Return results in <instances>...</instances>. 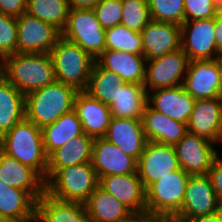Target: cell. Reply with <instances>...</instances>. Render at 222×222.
<instances>
[{
  "label": "cell",
  "mask_w": 222,
  "mask_h": 222,
  "mask_svg": "<svg viewBox=\"0 0 222 222\" xmlns=\"http://www.w3.org/2000/svg\"><path fill=\"white\" fill-rule=\"evenodd\" d=\"M3 77L24 95L56 81L49 53H14L4 57Z\"/></svg>",
  "instance_id": "obj_1"
},
{
  "label": "cell",
  "mask_w": 222,
  "mask_h": 222,
  "mask_svg": "<svg viewBox=\"0 0 222 222\" xmlns=\"http://www.w3.org/2000/svg\"><path fill=\"white\" fill-rule=\"evenodd\" d=\"M0 150L35 169L47 182L48 156L41 128L24 118L0 137Z\"/></svg>",
  "instance_id": "obj_2"
},
{
  "label": "cell",
  "mask_w": 222,
  "mask_h": 222,
  "mask_svg": "<svg viewBox=\"0 0 222 222\" xmlns=\"http://www.w3.org/2000/svg\"><path fill=\"white\" fill-rule=\"evenodd\" d=\"M77 93L74 87L58 81L32 91L25 95V118L42 129L74 109Z\"/></svg>",
  "instance_id": "obj_3"
},
{
  "label": "cell",
  "mask_w": 222,
  "mask_h": 222,
  "mask_svg": "<svg viewBox=\"0 0 222 222\" xmlns=\"http://www.w3.org/2000/svg\"><path fill=\"white\" fill-rule=\"evenodd\" d=\"M49 54L56 81L74 87L78 92L85 91L95 59L78 44L62 36Z\"/></svg>",
  "instance_id": "obj_4"
},
{
  "label": "cell",
  "mask_w": 222,
  "mask_h": 222,
  "mask_svg": "<svg viewBox=\"0 0 222 222\" xmlns=\"http://www.w3.org/2000/svg\"><path fill=\"white\" fill-rule=\"evenodd\" d=\"M91 162L59 169L47 182L46 192L63 201L85 204L98 187Z\"/></svg>",
  "instance_id": "obj_5"
},
{
  "label": "cell",
  "mask_w": 222,
  "mask_h": 222,
  "mask_svg": "<svg viewBox=\"0 0 222 222\" xmlns=\"http://www.w3.org/2000/svg\"><path fill=\"white\" fill-rule=\"evenodd\" d=\"M61 36L78 44L95 60L105 51V29L93 9H71Z\"/></svg>",
  "instance_id": "obj_6"
},
{
  "label": "cell",
  "mask_w": 222,
  "mask_h": 222,
  "mask_svg": "<svg viewBox=\"0 0 222 222\" xmlns=\"http://www.w3.org/2000/svg\"><path fill=\"white\" fill-rule=\"evenodd\" d=\"M190 174L181 168L152 183L146 189V211L150 214H177L183 207Z\"/></svg>",
  "instance_id": "obj_7"
},
{
  "label": "cell",
  "mask_w": 222,
  "mask_h": 222,
  "mask_svg": "<svg viewBox=\"0 0 222 222\" xmlns=\"http://www.w3.org/2000/svg\"><path fill=\"white\" fill-rule=\"evenodd\" d=\"M146 63L144 87L148 93L160 88L183 85L189 60L180 48L164 56L146 60Z\"/></svg>",
  "instance_id": "obj_8"
},
{
  "label": "cell",
  "mask_w": 222,
  "mask_h": 222,
  "mask_svg": "<svg viewBox=\"0 0 222 222\" xmlns=\"http://www.w3.org/2000/svg\"><path fill=\"white\" fill-rule=\"evenodd\" d=\"M17 53H49L61 37V31L24 12L16 18Z\"/></svg>",
  "instance_id": "obj_9"
},
{
  "label": "cell",
  "mask_w": 222,
  "mask_h": 222,
  "mask_svg": "<svg viewBox=\"0 0 222 222\" xmlns=\"http://www.w3.org/2000/svg\"><path fill=\"white\" fill-rule=\"evenodd\" d=\"M183 87L195 100L222 97L219 58L189 61Z\"/></svg>",
  "instance_id": "obj_10"
},
{
  "label": "cell",
  "mask_w": 222,
  "mask_h": 222,
  "mask_svg": "<svg viewBox=\"0 0 222 222\" xmlns=\"http://www.w3.org/2000/svg\"><path fill=\"white\" fill-rule=\"evenodd\" d=\"M181 48L189 61L219 58L215 40V18L184 21Z\"/></svg>",
  "instance_id": "obj_11"
},
{
  "label": "cell",
  "mask_w": 222,
  "mask_h": 222,
  "mask_svg": "<svg viewBox=\"0 0 222 222\" xmlns=\"http://www.w3.org/2000/svg\"><path fill=\"white\" fill-rule=\"evenodd\" d=\"M180 169L173 145L147 141L137 160V174L145 190L154 182Z\"/></svg>",
  "instance_id": "obj_12"
},
{
  "label": "cell",
  "mask_w": 222,
  "mask_h": 222,
  "mask_svg": "<svg viewBox=\"0 0 222 222\" xmlns=\"http://www.w3.org/2000/svg\"><path fill=\"white\" fill-rule=\"evenodd\" d=\"M222 209V201L212 187L208 175H190L183 199V207L177 213L184 220L214 214Z\"/></svg>",
  "instance_id": "obj_13"
},
{
  "label": "cell",
  "mask_w": 222,
  "mask_h": 222,
  "mask_svg": "<svg viewBox=\"0 0 222 222\" xmlns=\"http://www.w3.org/2000/svg\"><path fill=\"white\" fill-rule=\"evenodd\" d=\"M214 144L188 132L174 145L180 168L190 175H207L218 154Z\"/></svg>",
  "instance_id": "obj_14"
},
{
  "label": "cell",
  "mask_w": 222,
  "mask_h": 222,
  "mask_svg": "<svg viewBox=\"0 0 222 222\" xmlns=\"http://www.w3.org/2000/svg\"><path fill=\"white\" fill-rule=\"evenodd\" d=\"M91 164L98 180L109 175L137 173V160L104 138L93 140Z\"/></svg>",
  "instance_id": "obj_15"
},
{
  "label": "cell",
  "mask_w": 222,
  "mask_h": 222,
  "mask_svg": "<svg viewBox=\"0 0 222 222\" xmlns=\"http://www.w3.org/2000/svg\"><path fill=\"white\" fill-rule=\"evenodd\" d=\"M187 129L193 135L222 144V97L196 100Z\"/></svg>",
  "instance_id": "obj_16"
},
{
  "label": "cell",
  "mask_w": 222,
  "mask_h": 222,
  "mask_svg": "<svg viewBox=\"0 0 222 222\" xmlns=\"http://www.w3.org/2000/svg\"><path fill=\"white\" fill-rule=\"evenodd\" d=\"M0 180L10 187L26 191L35 201H38L46 192V181L35 169L1 150Z\"/></svg>",
  "instance_id": "obj_17"
},
{
  "label": "cell",
  "mask_w": 222,
  "mask_h": 222,
  "mask_svg": "<svg viewBox=\"0 0 222 222\" xmlns=\"http://www.w3.org/2000/svg\"><path fill=\"white\" fill-rule=\"evenodd\" d=\"M140 33L146 60L181 48V27L178 24L151 20Z\"/></svg>",
  "instance_id": "obj_18"
},
{
  "label": "cell",
  "mask_w": 222,
  "mask_h": 222,
  "mask_svg": "<svg viewBox=\"0 0 222 222\" xmlns=\"http://www.w3.org/2000/svg\"><path fill=\"white\" fill-rule=\"evenodd\" d=\"M98 186L133 213L146 211V190L137 173L104 176L99 179Z\"/></svg>",
  "instance_id": "obj_19"
},
{
  "label": "cell",
  "mask_w": 222,
  "mask_h": 222,
  "mask_svg": "<svg viewBox=\"0 0 222 222\" xmlns=\"http://www.w3.org/2000/svg\"><path fill=\"white\" fill-rule=\"evenodd\" d=\"M195 99L185 91L183 85L160 88L147 93V104L167 117L187 124L193 111Z\"/></svg>",
  "instance_id": "obj_20"
},
{
  "label": "cell",
  "mask_w": 222,
  "mask_h": 222,
  "mask_svg": "<svg viewBox=\"0 0 222 222\" xmlns=\"http://www.w3.org/2000/svg\"><path fill=\"white\" fill-rule=\"evenodd\" d=\"M103 138L136 160L147 143L141 119L112 117Z\"/></svg>",
  "instance_id": "obj_21"
},
{
  "label": "cell",
  "mask_w": 222,
  "mask_h": 222,
  "mask_svg": "<svg viewBox=\"0 0 222 222\" xmlns=\"http://www.w3.org/2000/svg\"><path fill=\"white\" fill-rule=\"evenodd\" d=\"M74 110L82 124L83 132L95 138H103L112 118L109 105L93 99L86 92H78L74 100Z\"/></svg>",
  "instance_id": "obj_22"
},
{
  "label": "cell",
  "mask_w": 222,
  "mask_h": 222,
  "mask_svg": "<svg viewBox=\"0 0 222 222\" xmlns=\"http://www.w3.org/2000/svg\"><path fill=\"white\" fill-rule=\"evenodd\" d=\"M141 121L147 141L174 146L188 133L187 124L157 112L148 104L144 108Z\"/></svg>",
  "instance_id": "obj_23"
},
{
  "label": "cell",
  "mask_w": 222,
  "mask_h": 222,
  "mask_svg": "<svg viewBox=\"0 0 222 222\" xmlns=\"http://www.w3.org/2000/svg\"><path fill=\"white\" fill-rule=\"evenodd\" d=\"M95 62L120 76L125 83L144 84L146 59L143 55L118 50H105Z\"/></svg>",
  "instance_id": "obj_24"
},
{
  "label": "cell",
  "mask_w": 222,
  "mask_h": 222,
  "mask_svg": "<svg viewBox=\"0 0 222 222\" xmlns=\"http://www.w3.org/2000/svg\"><path fill=\"white\" fill-rule=\"evenodd\" d=\"M91 222L85 204L59 200L47 192L36 201L35 222Z\"/></svg>",
  "instance_id": "obj_25"
},
{
  "label": "cell",
  "mask_w": 222,
  "mask_h": 222,
  "mask_svg": "<svg viewBox=\"0 0 222 222\" xmlns=\"http://www.w3.org/2000/svg\"><path fill=\"white\" fill-rule=\"evenodd\" d=\"M93 140L83 133L53 151L48 156L47 181L61 168L91 162Z\"/></svg>",
  "instance_id": "obj_26"
},
{
  "label": "cell",
  "mask_w": 222,
  "mask_h": 222,
  "mask_svg": "<svg viewBox=\"0 0 222 222\" xmlns=\"http://www.w3.org/2000/svg\"><path fill=\"white\" fill-rule=\"evenodd\" d=\"M147 104L144 84L123 83L117 86L115 100L109 105L112 117L141 119Z\"/></svg>",
  "instance_id": "obj_27"
},
{
  "label": "cell",
  "mask_w": 222,
  "mask_h": 222,
  "mask_svg": "<svg viewBox=\"0 0 222 222\" xmlns=\"http://www.w3.org/2000/svg\"><path fill=\"white\" fill-rule=\"evenodd\" d=\"M36 201L24 190L0 180V217L18 222H35Z\"/></svg>",
  "instance_id": "obj_28"
},
{
  "label": "cell",
  "mask_w": 222,
  "mask_h": 222,
  "mask_svg": "<svg viewBox=\"0 0 222 222\" xmlns=\"http://www.w3.org/2000/svg\"><path fill=\"white\" fill-rule=\"evenodd\" d=\"M41 131L47 156L70 140L84 133L82 124L74 109L63 114L54 123L43 127Z\"/></svg>",
  "instance_id": "obj_29"
},
{
  "label": "cell",
  "mask_w": 222,
  "mask_h": 222,
  "mask_svg": "<svg viewBox=\"0 0 222 222\" xmlns=\"http://www.w3.org/2000/svg\"><path fill=\"white\" fill-rule=\"evenodd\" d=\"M91 222H120L133 212L99 186L85 203Z\"/></svg>",
  "instance_id": "obj_30"
},
{
  "label": "cell",
  "mask_w": 222,
  "mask_h": 222,
  "mask_svg": "<svg viewBox=\"0 0 222 222\" xmlns=\"http://www.w3.org/2000/svg\"><path fill=\"white\" fill-rule=\"evenodd\" d=\"M25 118V95L4 77L0 80V137Z\"/></svg>",
  "instance_id": "obj_31"
},
{
  "label": "cell",
  "mask_w": 222,
  "mask_h": 222,
  "mask_svg": "<svg viewBox=\"0 0 222 222\" xmlns=\"http://www.w3.org/2000/svg\"><path fill=\"white\" fill-rule=\"evenodd\" d=\"M123 79L116 73L101 68L96 62L93 65L86 92L93 99L110 105L115 100L116 88L123 84Z\"/></svg>",
  "instance_id": "obj_32"
},
{
  "label": "cell",
  "mask_w": 222,
  "mask_h": 222,
  "mask_svg": "<svg viewBox=\"0 0 222 222\" xmlns=\"http://www.w3.org/2000/svg\"><path fill=\"white\" fill-rule=\"evenodd\" d=\"M67 0H28L27 13L44 22L53 24L62 31L69 15Z\"/></svg>",
  "instance_id": "obj_33"
},
{
  "label": "cell",
  "mask_w": 222,
  "mask_h": 222,
  "mask_svg": "<svg viewBox=\"0 0 222 222\" xmlns=\"http://www.w3.org/2000/svg\"><path fill=\"white\" fill-rule=\"evenodd\" d=\"M105 50L143 55L141 33L130 30L122 24L105 29Z\"/></svg>",
  "instance_id": "obj_34"
},
{
  "label": "cell",
  "mask_w": 222,
  "mask_h": 222,
  "mask_svg": "<svg viewBox=\"0 0 222 222\" xmlns=\"http://www.w3.org/2000/svg\"><path fill=\"white\" fill-rule=\"evenodd\" d=\"M149 14L153 21L182 25L185 21L184 0H148Z\"/></svg>",
  "instance_id": "obj_35"
},
{
  "label": "cell",
  "mask_w": 222,
  "mask_h": 222,
  "mask_svg": "<svg viewBox=\"0 0 222 222\" xmlns=\"http://www.w3.org/2000/svg\"><path fill=\"white\" fill-rule=\"evenodd\" d=\"M122 19L120 24L130 30L141 32L151 21L148 0H121Z\"/></svg>",
  "instance_id": "obj_36"
},
{
  "label": "cell",
  "mask_w": 222,
  "mask_h": 222,
  "mask_svg": "<svg viewBox=\"0 0 222 222\" xmlns=\"http://www.w3.org/2000/svg\"><path fill=\"white\" fill-rule=\"evenodd\" d=\"M16 18L0 13V55L4 58L17 53Z\"/></svg>",
  "instance_id": "obj_37"
},
{
  "label": "cell",
  "mask_w": 222,
  "mask_h": 222,
  "mask_svg": "<svg viewBox=\"0 0 222 222\" xmlns=\"http://www.w3.org/2000/svg\"><path fill=\"white\" fill-rule=\"evenodd\" d=\"M104 29H108L120 24L123 14L121 0H100L93 8Z\"/></svg>",
  "instance_id": "obj_38"
},
{
  "label": "cell",
  "mask_w": 222,
  "mask_h": 222,
  "mask_svg": "<svg viewBox=\"0 0 222 222\" xmlns=\"http://www.w3.org/2000/svg\"><path fill=\"white\" fill-rule=\"evenodd\" d=\"M185 21L215 18L213 0H184Z\"/></svg>",
  "instance_id": "obj_39"
},
{
  "label": "cell",
  "mask_w": 222,
  "mask_h": 222,
  "mask_svg": "<svg viewBox=\"0 0 222 222\" xmlns=\"http://www.w3.org/2000/svg\"><path fill=\"white\" fill-rule=\"evenodd\" d=\"M218 198L222 201V157L217 154L207 174Z\"/></svg>",
  "instance_id": "obj_40"
},
{
  "label": "cell",
  "mask_w": 222,
  "mask_h": 222,
  "mask_svg": "<svg viewBox=\"0 0 222 222\" xmlns=\"http://www.w3.org/2000/svg\"><path fill=\"white\" fill-rule=\"evenodd\" d=\"M27 1L28 0H0V13L17 18L27 11Z\"/></svg>",
  "instance_id": "obj_41"
},
{
  "label": "cell",
  "mask_w": 222,
  "mask_h": 222,
  "mask_svg": "<svg viewBox=\"0 0 222 222\" xmlns=\"http://www.w3.org/2000/svg\"><path fill=\"white\" fill-rule=\"evenodd\" d=\"M215 40L219 58L222 57V15L215 17Z\"/></svg>",
  "instance_id": "obj_42"
},
{
  "label": "cell",
  "mask_w": 222,
  "mask_h": 222,
  "mask_svg": "<svg viewBox=\"0 0 222 222\" xmlns=\"http://www.w3.org/2000/svg\"><path fill=\"white\" fill-rule=\"evenodd\" d=\"M150 222H186L177 214H150Z\"/></svg>",
  "instance_id": "obj_43"
},
{
  "label": "cell",
  "mask_w": 222,
  "mask_h": 222,
  "mask_svg": "<svg viewBox=\"0 0 222 222\" xmlns=\"http://www.w3.org/2000/svg\"><path fill=\"white\" fill-rule=\"evenodd\" d=\"M71 9H93L100 0H67Z\"/></svg>",
  "instance_id": "obj_44"
},
{
  "label": "cell",
  "mask_w": 222,
  "mask_h": 222,
  "mask_svg": "<svg viewBox=\"0 0 222 222\" xmlns=\"http://www.w3.org/2000/svg\"><path fill=\"white\" fill-rule=\"evenodd\" d=\"M186 222H222V209L211 215L198 216L188 219Z\"/></svg>",
  "instance_id": "obj_45"
},
{
  "label": "cell",
  "mask_w": 222,
  "mask_h": 222,
  "mask_svg": "<svg viewBox=\"0 0 222 222\" xmlns=\"http://www.w3.org/2000/svg\"><path fill=\"white\" fill-rule=\"evenodd\" d=\"M120 222H150V213L145 211L142 213H132L128 218Z\"/></svg>",
  "instance_id": "obj_46"
},
{
  "label": "cell",
  "mask_w": 222,
  "mask_h": 222,
  "mask_svg": "<svg viewBox=\"0 0 222 222\" xmlns=\"http://www.w3.org/2000/svg\"><path fill=\"white\" fill-rule=\"evenodd\" d=\"M216 15H222V0H213Z\"/></svg>",
  "instance_id": "obj_47"
},
{
  "label": "cell",
  "mask_w": 222,
  "mask_h": 222,
  "mask_svg": "<svg viewBox=\"0 0 222 222\" xmlns=\"http://www.w3.org/2000/svg\"><path fill=\"white\" fill-rule=\"evenodd\" d=\"M4 75V58L0 55V80Z\"/></svg>",
  "instance_id": "obj_48"
},
{
  "label": "cell",
  "mask_w": 222,
  "mask_h": 222,
  "mask_svg": "<svg viewBox=\"0 0 222 222\" xmlns=\"http://www.w3.org/2000/svg\"><path fill=\"white\" fill-rule=\"evenodd\" d=\"M0 222H18V221L6 217H0Z\"/></svg>",
  "instance_id": "obj_49"
},
{
  "label": "cell",
  "mask_w": 222,
  "mask_h": 222,
  "mask_svg": "<svg viewBox=\"0 0 222 222\" xmlns=\"http://www.w3.org/2000/svg\"><path fill=\"white\" fill-rule=\"evenodd\" d=\"M219 60H220V68H221V71H222V57H220Z\"/></svg>",
  "instance_id": "obj_50"
}]
</instances>
